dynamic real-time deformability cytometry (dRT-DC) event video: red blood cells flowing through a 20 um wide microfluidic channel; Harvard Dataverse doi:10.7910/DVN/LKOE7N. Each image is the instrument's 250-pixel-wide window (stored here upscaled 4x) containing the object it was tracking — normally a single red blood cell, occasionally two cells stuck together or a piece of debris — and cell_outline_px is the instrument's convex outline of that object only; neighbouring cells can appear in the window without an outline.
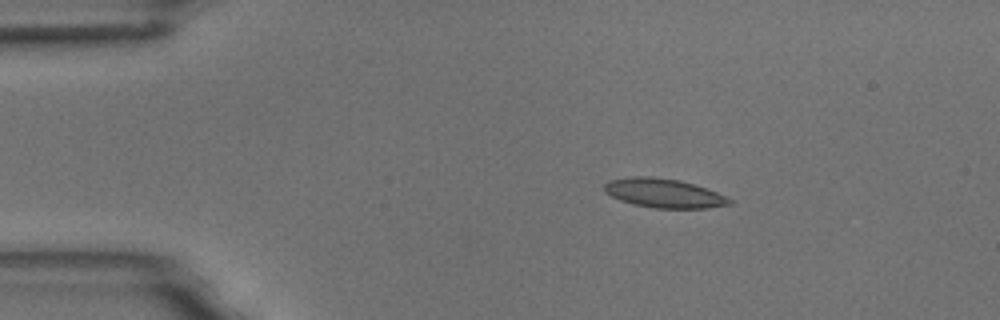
{"species": "common noctule bat (a hibernating species)", "species_latin": "Nyctalus noctula", "temperature_condition": "room temperature", "stored_images_in_passage": 3, "camera_frame_rate_fps": 3000, "um_per_image_px": 0.085, "animal": {"sex": "male", "body_mass_g": 18.8}, "frame": {"image": 1, "passage_image": 1, "time_ms": 0.0, "image_size_px": [1000, 320], "cell_outline_px": [[732, 204], [708, 208], [656, 208], [636, 204], [620, 200], [604, 192], [604, 184], [608, 180], [632, 176], [652, 176], [680, 180], [708, 188], [732, 200]], "centroid_in_image_um": [56.42, 16.4], "position_along_channel_um": 28.6, "area_um2": 21.21}}